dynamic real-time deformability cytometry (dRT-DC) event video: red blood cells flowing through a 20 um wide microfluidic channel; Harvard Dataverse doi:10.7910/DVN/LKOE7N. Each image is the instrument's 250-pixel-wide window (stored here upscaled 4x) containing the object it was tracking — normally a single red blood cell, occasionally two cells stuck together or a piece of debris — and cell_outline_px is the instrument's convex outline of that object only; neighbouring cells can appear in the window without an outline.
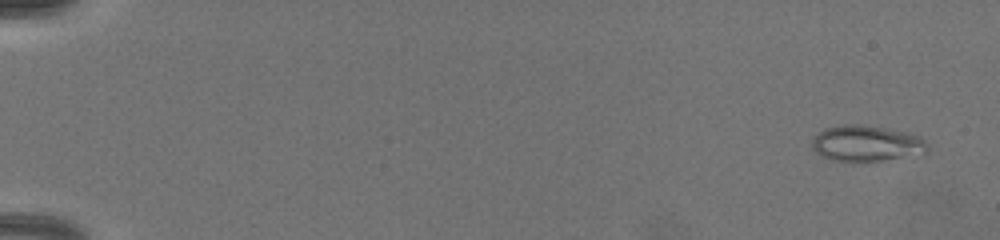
{"species": "common noctule bat (a hibernating species)", "species_latin": "Nyctalus noctula", "temperature_condition": "warm", "stored_images_in_passage": 7, "camera_frame_rate_fps": 3000, "um_per_image_px": 0.085, "animal": {"sex": "female", "body_mass_g": 19.5, "forearm_length_mm": 54.1}, "frame": {"image": 1, "passage_image": 1, "time_ms": 0.0, "image_size_px": [1000, 240], "cell_outline_px": [[928, 148], [924, 152], [884, 160], [832, 160], [820, 156], [812, 148], [812, 140], [820, 132], [828, 128], [844, 124], [856, 124], [884, 128], [908, 132], [920, 136], [928, 144]], "centroid_in_image_um": [73.64, 12.17], "position_along_channel_um": 11.4, "area_um2": 23.58}}